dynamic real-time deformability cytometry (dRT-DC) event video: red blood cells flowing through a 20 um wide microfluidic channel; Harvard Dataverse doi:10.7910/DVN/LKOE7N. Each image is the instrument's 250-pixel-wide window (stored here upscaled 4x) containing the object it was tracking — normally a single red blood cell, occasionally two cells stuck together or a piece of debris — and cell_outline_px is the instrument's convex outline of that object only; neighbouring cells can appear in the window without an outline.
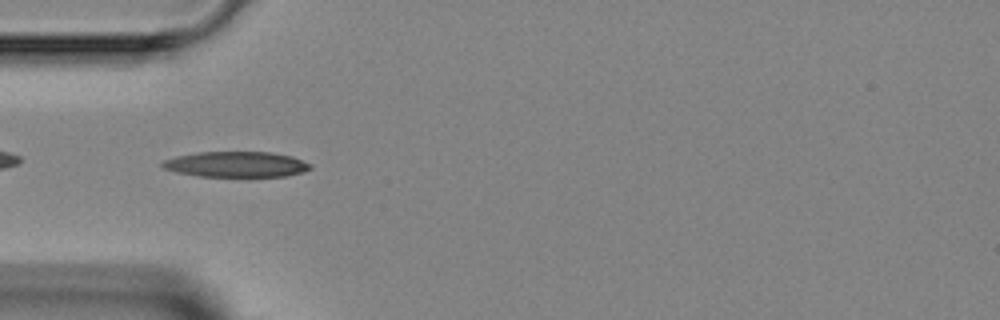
{"species": "Egyptian fruit bat (a non-hibernating species)", "species_latin": "Rousettus aegyptiacus", "temperature_condition": "room temperature", "stored_images_in_passage": 4, "camera_frame_rate_fps": 3000, "um_per_image_px": 0.085, "animal": {"sex": "female"}, "frame": {"image": 1, "passage_image": 4, "time_ms": 4.0, "image_size_px": [1000, 320], "cell_outline_px": [[312, 168], [304, 172], [288, 176], [248, 180], [196, 176], [176, 172], [164, 168], [160, 164], [164, 160], [176, 156], [200, 152], [272, 152], [292, 156], [312, 164]], "centroid_in_image_um": [20.15, 14.03], "position_along_channel_um": 64.9, "area_um2": 23.41}}